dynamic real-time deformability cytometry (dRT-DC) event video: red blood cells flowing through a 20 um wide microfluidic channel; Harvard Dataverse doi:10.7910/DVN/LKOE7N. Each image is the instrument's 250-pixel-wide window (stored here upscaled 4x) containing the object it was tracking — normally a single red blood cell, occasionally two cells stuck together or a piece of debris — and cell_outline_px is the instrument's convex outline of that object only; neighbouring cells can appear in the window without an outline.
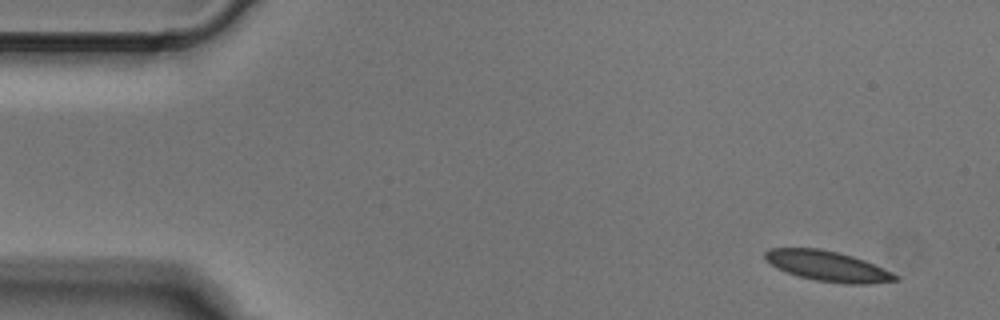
{"species": "Egyptian fruit bat (a non-hibernating species)", "species_latin": "Rousettus aegyptiacus", "temperature_condition": "cold", "stored_images_in_passage": 4, "camera_frame_rate_fps": 3000, "um_per_image_px": 0.085, "animal": {"sex": "male"}, "frame": {"image": 1, "passage_image": 1, "time_ms": 0.0, "image_size_px": [1000, 320], "cell_outline_px": [[900, 280], [868, 284], [848, 284], [816, 280], [800, 276], [776, 268], [764, 260], [764, 252], [768, 248], [820, 248], [852, 256], [864, 260], [892, 272], [900, 276]], "centroid_in_image_um": [70.34, 22.62], "position_along_channel_um": 14.7, "area_um2": 22.95}}
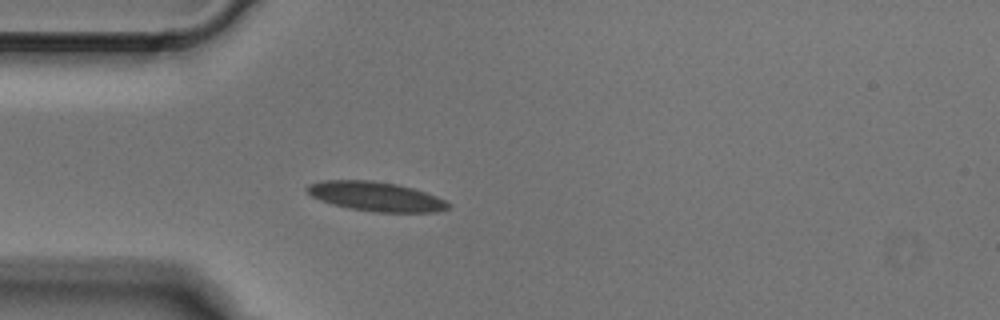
{"frame": {"image": 2, "passage_image": 4, "time_ms": 1.0, "image_size_px": [1000, 320], "cell_outline_px": [[452, 208], [436, 212], [372, 212], [348, 208], [332, 204], [320, 200], [304, 192], [304, 188], [308, 184], [324, 180], [372, 180], [396, 184], [412, 188], [436, 196], [452, 204]], "centroid_in_image_um": [31.92, 16.7], "position_along_channel_um": 53.1, "area_um2": 24.39}}